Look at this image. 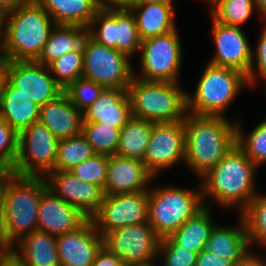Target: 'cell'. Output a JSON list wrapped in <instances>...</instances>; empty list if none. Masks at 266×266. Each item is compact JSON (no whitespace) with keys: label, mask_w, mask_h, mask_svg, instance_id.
I'll return each instance as SVG.
<instances>
[{"label":"cell","mask_w":266,"mask_h":266,"mask_svg":"<svg viewBox=\"0 0 266 266\" xmlns=\"http://www.w3.org/2000/svg\"><path fill=\"white\" fill-rule=\"evenodd\" d=\"M258 167L237 144L205 175L201 177L204 206L212 200L222 208L239 207L241 213L258 194L255 175ZM212 198V199H211Z\"/></svg>","instance_id":"6da1fadb"},{"label":"cell","mask_w":266,"mask_h":266,"mask_svg":"<svg viewBox=\"0 0 266 266\" xmlns=\"http://www.w3.org/2000/svg\"><path fill=\"white\" fill-rule=\"evenodd\" d=\"M184 127L185 166L200 178L237 144L236 121L225 116L187 113Z\"/></svg>","instance_id":"7a4b0ae2"},{"label":"cell","mask_w":266,"mask_h":266,"mask_svg":"<svg viewBox=\"0 0 266 266\" xmlns=\"http://www.w3.org/2000/svg\"><path fill=\"white\" fill-rule=\"evenodd\" d=\"M47 188L44 177L15 175L5 192L0 240L8 250L20 238L37 231L38 207Z\"/></svg>","instance_id":"3957f363"},{"label":"cell","mask_w":266,"mask_h":266,"mask_svg":"<svg viewBox=\"0 0 266 266\" xmlns=\"http://www.w3.org/2000/svg\"><path fill=\"white\" fill-rule=\"evenodd\" d=\"M55 25L35 0L8 12L2 57L7 61H36Z\"/></svg>","instance_id":"277c9868"},{"label":"cell","mask_w":266,"mask_h":266,"mask_svg":"<svg viewBox=\"0 0 266 266\" xmlns=\"http://www.w3.org/2000/svg\"><path fill=\"white\" fill-rule=\"evenodd\" d=\"M178 82L144 81L133 77L127 88L132 115L154 123L177 122L187 114V92Z\"/></svg>","instance_id":"5b68a950"},{"label":"cell","mask_w":266,"mask_h":266,"mask_svg":"<svg viewBox=\"0 0 266 266\" xmlns=\"http://www.w3.org/2000/svg\"><path fill=\"white\" fill-rule=\"evenodd\" d=\"M195 92H187V113L225 116L241 89L249 86L247 75L239 70L207 63Z\"/></svg>","instance_id":"8992f818"},{"label":"cell","mask_w":266,"mask_h":266,"mask_svg":"<svg viewBox=\"0 0 266 266\" xmlns=\"http://www.w3.org/2000/svg\"><path fill=\"white\" fill-rule=\"evenodd\" d=\"M199 185L197 191L175 186H150L148 222L160 239L170 236L204 207Z\"/></svg>","instance_id":"52a82bcc"},{"label":"cell","mask_w":266,"mask_h":266,"mask_svg":"<svg viewBox=\"0 0 266 266\" xmlns=\"http://www.w3.org/2000/svg\"><path fill=\"white\" fill-rule=\"evenodd\" d=\"M89 28L91 38L97 43L115 48L130 58L135 53L139 54L142 40L136 20L131 10L122 3L103 5L92 19Z\"/></svg>","instance_id":"ba28073f"},{"label":"cell","mask_w":266,"mask_h":266,"mask_svg":"<svg viewBox=\"0 0 266 266\" xmlns=\"http://www.w3.org/2000/svg\"><path fill=\"white\" fill-rule=\"evenodd\" d=\"M182 53L178 29L142 40L139 50L141 72L139 75L134 70V77L144 81L179 82Z\"/></svg>","instance_id":"9c48e42d"},{"label":"cell","mask_w":266,"mask_h":266,"mask_svg":"<svg viewBox=\"0 0 266 266\" xmlns=\"http://www.w3.org/2000/svg\"><path fill=\"white\" fill-rule=\"evenodd\" d=\"M59 140L40 121L19 133L16 175L45 177L55 170Z\"/></svg>","instance_id":"30bf717a"},{"label":"cell","mask_w":266,"mask_h":266,"mask_svg":"<svg viewBox=\"0 0 266 266\" xmlns=\"http://www.w3.org/2000/svg\"><path fill=\"white\" fill-rule=\"evenodd\" d=\"M130 61L125 53L90 38L83 53L82 77L104 88L127 89L134 77Z\"/></svg>","instance_id":"8fae6325"},{"label":"cell","mask_w":266,"mask_h":266,"mask_svg":"<svg viewBox=\"0 0 266 266\" xmlns=\"http://www.w3.org/2000/svg\"><path fill=\"white\" fill-rule=\"evenodd\" d=\"M160 240L149 222L123 226L102 236L103 247L130 266L155 265Z\"/></svg>","instance_id":"7c38bea8"},{"label":"cell","mask_w":266,"mask_h":266,"mask_svg":"<svg viewBox=\"0 0 266 266\" xmlns=\"http://www.w3.org/2000/svg\"><path fill=\"white\" fill-rule=\"evenodd\" d=\"M149 190L105 195L99 211L91 218L104 234L128 225L148 222Z\"/></svg>","instance_id":"4fadbf2b"},{"label":"cell","mask_w":266,"mask_h":266,"mask_svg":"<svg viewBox=\"0 0 266 266\" xmlns=\"http://www.w3.org/2000/svg\"><path fill=\"white\" fill-rule=\"evenodd\" d=\"M185 164L184 120L154 123L143 160L146 169L156 177L161 170L179 162Z\"/></svg>","instance_id":"5bb4252c"},{"label":"cell","mask_w":266,"mask_h":266,"mask_svg":"<svg viewBox=\"0 0 266 266\" xmlns=\"http://www.w3.org/2000/svg\"><path fill=\"white\" fill-rule=\"evenodd\" d=\"M6 81L40 107L64 93L49 67L36 61H7Z\"/></svg>","instance_id":"9a60e30c"},{"label":"cell","mask_w":266,"mask_h":266,"mask_svg":"<svg viewBox=\"0 0 266 266\" xmlns=\"http://www.w3.org/2000/svg\"><path fill=\"white\" fill-rule=\"evenodd\" d=\"M47 188L91 219L104 200V189L76 177L71 171L54 170L45 177Z\"/></svg>","instance_id":"2e32d148"},{"label":"cell","mask_w":266,"mask_h":266,"mask_svg":"<svg viewBox=\"0 0 266 266\" xmlns=\"http://www.w3.org/2000/svg\"><path fill=\"white\" fill-rule=\"evenodd\" d=\"M212 37L216 47L210 64L229 67L248 75L252 64V46L241 27L224 25L212 17Z\"/></svg>","instance_id":"e0dca14e"},{"label":"cell","mask_w":266,"mask_h":266,"mask_svg":"<svg viewBox=\"0 0 266 266\" xmlns=\"http://www.w3.org/2000/svg\"><path fill=\"white\" fill-rule=\"evenodd\" d=\"M102 247V235L91 219L57 237L60 266H91Z\"/></svg>","instance_id":"ac0fdd59"},{"label":"cell","mask_w":266,"mask_h":266,"mask_svg":"<svg viewBox=\"0 0 266 266\" xmlns=\"http://www.w3.org/2000/svg\"><path fill=\"white\" fill-rule=\"evenodd\" d=\"M87 220L78 208L63 201L48 188L42 192L38 207V231L58 237L76 230Z\"/></svg>","instance_id":"d6986e66"},{"label":"cell","mask_w":266,"mask_h":266,"mask_svg":"<svg viewBox=\"0 0 266 266\" xmlns=\"http://www.w3.org/2000/svg\"><path fill=\"white\" fill-rule=\"evenodd\" d=\"M153 178L143 161L110 155L104 192L114 195L149 190Z\"/></svg>","instance_id":"ffe728a7"},{"label":"cell","mask_w":266,"mask_h":266,"mask_svg":"<svg viewBox=\"0 0 266 266\" xmlns=\"http://www.w3.org/2000/svg\"><path fill=\"white\" fill-rule=\"evenodd\" d=\"M127 89L105 88L99 98L83 111V122H98L121 129L131 118Z\"/></svg>","instance_id":"44dd1931"},{"label":"cell","mask_w":266,"mask_h":266,"mask_svg":"<svg viewBox=\"0 0 266 266\" xmlns=\"http://www.w3.org/2000/svg\"><path fill=\"white\" fill-rule=\"evenodd\" d=\"M39 121L45 124L58 140H62L82 133L83 112L63 93L40 107Z\"/></svg>","instance_id":"7402d4cb"},{"label":"cell","mask_w":266,"mask_h":266,"mask_svg":"<svg viewBox=\"0 0 266 266\" xmlns=\"http://www.w3.org/2000/svg\"><path fill=\"white\" fill-rule=\"evenodd\" d=\"M7 251L25 266H60L57 237L38 230L20 238Z\"/></svg>","instance_id":"603a6c76"},{"label":"cell","mask_w":266,"mask_h":266,"mask_svg":"<svg viewBox=\"0 0 266 266\" xmlns=\"http://www.w3.org/2000/svg\"><path fill=\"white\" fill-rule=\"evenodd\" d=\"M90 38L89 27L56 24L36 62L48 67L70 51L84 53Z\"/></svg>","instance_id":"cb8c5ba5"},{"label":"cell","mask_w":266,"mask_h":266,"mask_svg":"<svg viewBox=\"0 0 266 266\" xmlns=\"http://www.w3.org/2000/svg\"><path fill=\"white\" fill-rule=\"evenodd\" d=\"M173 2L124 5L133 13L141 40L165 35L177 29Z\"/></svg>","instance_id":"d4e9b609"},{"label":"cell","mask_w":266,"mask_h":266,"mask_svg":"<svg viewBox=\"0 0 266 266\" xmlns=\"http://www.w3.org/2000/svg\"><path fill=\"white\" fill-rule=\"evenodd\" d=\"M238 226L225 227L215 225L211 230L206 250L218 257L237 263L249 250L250 244L244 218L240 214Z\"/></svg>","instance_id":"484cf974"},{"label":"cell","mask_w":266,"mask_h":266,"mask_svg":"<svg viewBox=\"0 0 266 266\" xmlns=\"http://www.w3.org/2000/svg\"><path fill=\"white\" fill-rule=\"evenodd\" d=\"M211 210V207L204 206L170 236L162 238L159 244H181V248L196 253L205 250L211 230L216 225L212 222Z\"/></svg>","instance_id":"4316f807"},{"label":"cell","mask_w":266,"mask_h":266,"mask_svg":"<svg viewBox=\"0 0 266 266\" xmlns=\"http://www.w3.org/2000/svg\"><path fill=\"white\" fill-rule=\"evenodd\" d=\"M0 117L20 133L39 121L40 106L6 81L0 102Z\"/></svg>","instance_id":"83f0119b"},{"label":"cell","mask_w":266,"mask_h":266,"mask_svg":"<svg viewBox=\"0 0 266 266\" xmlns=\"http://www.w3.org/2000/svg\"><path fill=\"white\" fill-rule=\"evenodd\" d=\"M54 20L55 24L89 27L97 11L103 6L99 0H35Z\"/></svg>","instance_id":"f1b7e54d"},{"label":"cell","mask_w":266,"mask_h":266,"mask_svg":"<svg viewBox=\"0 0 266 266\" xmlns=\"http://www.w3.org/2000/svg\"><path fill=\"white\" fill-rule=\"evenodd\" d=\"M153 122L132 117L121 129L116 155L143 161Z\"/></svg>","instance_id":"f546056e"},{"label":"cell","mask_w":266,"mask_h":266,"mask_svg":"<svg viewBox=\"0 0 266 266\" xmlns=\"http://www.w3.org/2000/svg\"><path fill=\"white\" fill-rule=\"evenodd\" d=\"M94 154L96 153L82 133L74 137L59 140L55 170L70 171Z\"/></svg>","instance_id":"4dcf8cb0"},{"label":"cell","mask_w":266,"mask_h":266,"mask_svg":"<svg viewBox=\"0 0 266 266\" xmlns=\"http://www.w3.org/2000/svg\"><path fill=\"white\" fill-rule=\"evenodd\" d=\"M239 214L244 218L250 247L257 243L266 248V195L257 194Z\"/></svg>","instance_id":"1f68e13d"},{"label":"cell","mask_w":266,"mask_h":266,"mask_svg":"<svg viewBox=\"0 0 266 266\" xmlns=\"http://www.w3.org/2000/svg\"><path fill=\"white\" fill-rule=\"evenodd\" d=\"M238 122H236L237 146L259 168L264 163L266 164V119L254 126L249 134L241 129L242 124Z\"/></svg>","instance_id":"d6a6232c"},{"label":"cell","mask_w":266,"mask_h":266,"mask_svg":"<svg viewBox=\"0 0 266 266\" xmlns=\"http://www.w3.org/2000/svg\"><path fill=\"white\" fill-rule=\"evenodd\" d=\"M82 134L96 154L114 155L119 145L120 129L98 122H83Z\"/></svg>","instance_id":"836d02e7"},{"label":"cell","mask_w":266,"mask_h":266,"mask_svg":"<svg viewBox=\"0 0 266 266\" xmlns=\"http://www.w3.org/2000/svg\"><path fill=\"white\" fill-rule=\"evenodd\" d=\"M254 11L257 12L256 0H222L210 14L216 22L242 27Z\"/></svg>","instance_id":"e575fe53"},{"label":"cell","mask_w":266,"mask_h":266,"mask_svg":"<svg viewBox=\"0 0 266 266\" xmlns=\"http://www.w3.org/2000/svg\"><path fill=\"white\" fill-rule=\"evenodd\" d=\"M51 75L65 89L83 74V53L68 52L49 66Z\"/></svg>","instance_id":"d590c367"},{"label":"cell","mask_w":266,"mask_h":266,"mask_svg":"<svg viewBox=\"0 0 266 266\" xmlns=\"http://www.w3.org/2000/svg\"><path fill=\"white\" fill-rule=\"evenodd\" d=\"M104 89L103 86L81 77L70 83L64 93L72 104L83 112L99 98Z\"/></svg>","instance_id":"8d00e7d4"},{"label":"cell","mask_w":266,"mask_h":266,"mask_svg":"<svg viewBox=\"0 0 266 266\" xmlns=\"http://www.w3.org/2000/svg\"><path fill=\"white\" fill-rule=\"evenodd\" d=\"M109 155L94 154L70 171L83 181L105 188Z\"/></svg>","instance_id":"74e56055"},{"label":"cell","mask_w":266,"mask_h":266,"mask_svg":"<svg viewBox=\"0 0 266 266\" xmlns=\"http://www.w3.org/2000/svg\"><path fill=\"white\" fill-rule=\"evenodd\" d=\"M19 133L0 117V164L14 168L18 155Z\"/></svg>","instance_id":"f35d334b"},{"label":"cell","mask_w":266,"mask_h":266,"mask_svg":"<svg viewBox=\"0 0 266 266\" xmlns=\"http://www.w3.org/2000/svg\"><path fill=\"white\" fill-rule=\"evenodd\" d=\"M159 256L164 260L161 266H196L198 253L181 248V244H159Z\"/></svg>","instance_id":"ab89813d"},{"label":"cell","mask_w":266,"mask_h":266,"mask_svg":"<svg viewBox=\"0 0 266 266\" xmlns=\"http://www.w3.org/2000/svg\"><path fill=\"white\" fill-rule=\"evenodd\" d=\"M264 24L256 49L252 50V64L247 75L251 87H254L253 84L255 85L259 78L266 82V22Z\"/></svg>","instance_id":"60d3db41"},{"label":"cell","mask_w":266,"mask_h":266,"mask_svg":"<svg viewBox=\"0 0 266 266\" xmlns=\"http://www.w3.org/2000/svg\"><path fill=\"white\" fill-rule=\"evenodd\" d=\"M196 266H234V263L228 258L218 257L205 249L198 253Z\"/></svg>","instance_id":"b9f144b4"},{"label":"cell","mask_w":266,"mask_h":266,"mask_svg":"<svg viewBox=\"0 0 266 266\" xmlns=\"http://www.w3.org/2000/svg\"><path fill=\"white\" fill-rule=\"evenodd\" d=\"M16 175L14 168L0 164V217L4 209L5 192L8 184Z\"/></svg>","instance_id":"7bdbcfd3"},{"label":"cell","mask_w":266,"mask_h":266,"mask_svg":"<svg viewBox=\"0 0 266 266\" xmlns=\"http://www.w3.org/2000/svg\"><path fill=\"white\" fill-rule=\"evenodd\" d=\"M91 266H130L122 262L121 258L108 252L104 247L97 253Z\"/></svg>","instance_id":"ee69618b"},{"label":"cell","mask_w":266,"mask_h":266,"mask_svg":"<svg viewBox=\"0 0 266 266\" xmlns=\"http://www.w3.org/2000/svg\"><path fill=\"white\" fill-rule=\"evenodd\" d=\"M260 257L250 249L234 266H266V258Z\"/></svg>","instance_id":"f6af8a7d"},{"label":"cell","mask_w":266,"mask_h":266,"mask_svg":"<svg viewBox=\"0 0 266 266\" xmlns=\"http://www.w3.org/2000/svg\"><path fill=\"white\" fill-rule=\"evenodd\" d=\"M31 0H0V9L6 13L14 11L18 6Z\"/></svg>","instance_id":"bcb514c9"},{"label":"cell","mask_w":266,"mask_h":266,"mask_svg":"<svg viewBox=\"0 0 266 266\" xmlns=\"http://www.w3.org/2000/svg\"><path fill=\"white\" fill-rule=\"evenodd\" d=\"M6 15L7 13L0 9V57L5 46Z\"/></svg>","instance_id":"7dc6e473"},{"label":"cell","mask_w":266,"mask_h":266,"mask_svg":"<svg viewBox=\"0 0 266 266\" xmlns=\"http://www.w3.org/2000/svg\"><path fill=\"white\" fill-rule=\"evenodd\" d=\"M0 266H25L8 251L0 258Z\"/></svg>","instance_id":"c3c4849f"},{"label":"cell","mask_w":266,"mask_h":266,"mask_svg":"<svg viewBox=\"0 0 266 266\" xmlns=\"http://www.w3.org/2000/svg\"><path fill=\"white\" fill-rule=\"evenodd\" d=\"M6 69H7V60L3 57H0V102L3 94V89L6 83Z\"/></svg>","instance_id":"681fc988"},{"label":"cell","mask_w":266,"mask_h":266,"mask_svg":"<svg viewBox=\"0 0 266 266\" xmlns=\"http://www.w3.org/2000/svg\"><path fill=\"white\" fill-rule=\"evenodd\" d=\"M173 2V0H124L123 5H143L146 3Z\"/></svg>","instance_id":"f907efd6"},{"label":"cell","mask_w":266,"mask_h":266,"mask_svg":"<svg viewBox=\"0 0 266 266\" xmlns=\"http://www.w3.org/2000/svg\"><path fill=\"white\" fill-rule=\"evenodd\" d=\"M256 7L262 16L261 19L266 22V0H256Z\"/></svg>","instance_id":"816d5d0a"},{"label":"cell","mask_w":266,"mask_h":266,"mask_svg":"<svg viewBox=\"0 0 266 266\" xmlns=\"http://www.w3.org/2000/svg\"><path fill=\"white\" fill-rule=\"evenodd\" d=\"M202 1L210 3V6L212 5L210 9V12H212L221 3L222 0H202Z\"/></svg>","instance_id":"f5cc1de1"},{"label":"cell","mask_w":266,"mask_h":266,"mask_svg":"<svg viewBox=\"0 0 266 266\" xmlns=\"http://www.w3.org/2000/svg\"><path fill=\"white\" fill-rule=\"evenodd\" d=\"M103 5L123 3L124 0H99Z\"/></svg>","instance_id":"db71d44e"},{"label":"cell","mask_w":266,"mask_h":266,"mask_svg":"<svg viewBox=\"0 0 266 266\" xmlns=\"http://www.w3.org/2000/svg\"><path fill=\"white\" fill-rule=\"evenodd\" d=\"M7 252V249L2 245L0 240V258Z\"/></svg>","instance_id":"11a10c76"}]
</instances>
